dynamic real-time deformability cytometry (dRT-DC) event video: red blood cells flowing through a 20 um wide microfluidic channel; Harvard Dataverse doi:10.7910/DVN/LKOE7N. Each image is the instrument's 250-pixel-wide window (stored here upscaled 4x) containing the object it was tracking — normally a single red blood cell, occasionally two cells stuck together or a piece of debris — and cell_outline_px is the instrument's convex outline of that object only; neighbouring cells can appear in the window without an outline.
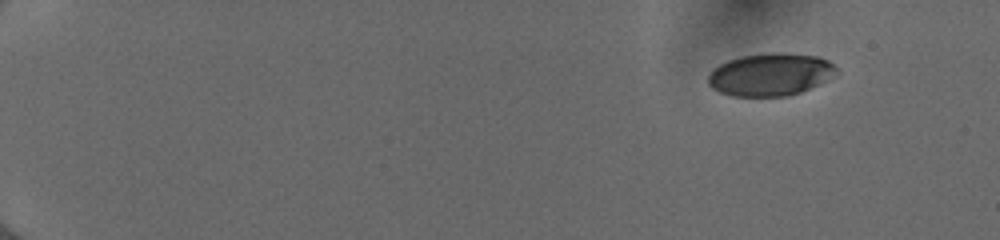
{"species": "human", "species_latin": "Homo sapiens", "temperature_condition": "cold", "stored_images_in_passage": 49, "camera_frame_rate_fps": 3000, "um_per_image_px": 0.085, "donor": {"sex": "female"}, "frame": {"image": 1, "passage_image": 1, "time_ms": 0.0, "image_size_px": [1000, 240], "cell_outline_px": [[836, 68], [832, 76], [828, 80], [820, 84], [800, 92], [788, 96], [732, 96], [720, 92], [712, 88], [708, 84], [708, 76], [720, 64], [728, 60], [740, 56], [772, 52], [784, 52], [820, 56], [828, 60]], "centroid_in_image_um": [65.49, 6.32], "position_along_channel_um": 19.5, "area_um2": 31.85}}
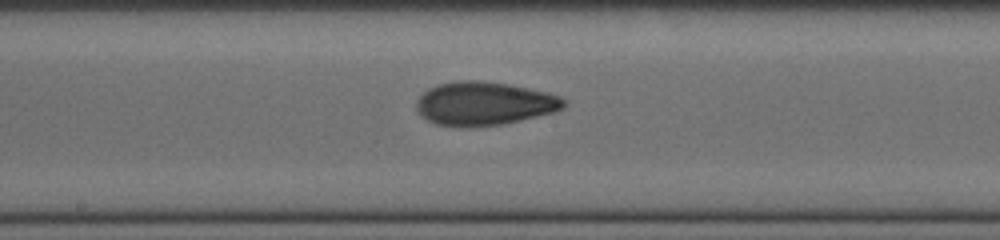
{"frame": {"image": 2, "passage_image": 27, "time_ms": 8.667, "image_size_px": [1000, 240], "cell_outline_px": [[568, 104], [564, 108], [556, 112], [504, 124], [468, 128], [436, 124], [420, 116], [416, 112], [416, 100], [428, 88], [436, 84], [460, 80], [480, 80], [508, 84], [548, 92], [560, 96], [568, 100]], "centroid_in_image_um": [41.17, 8.81], "position_along_channel_um": 207.0, "area_um2": 38.09}}
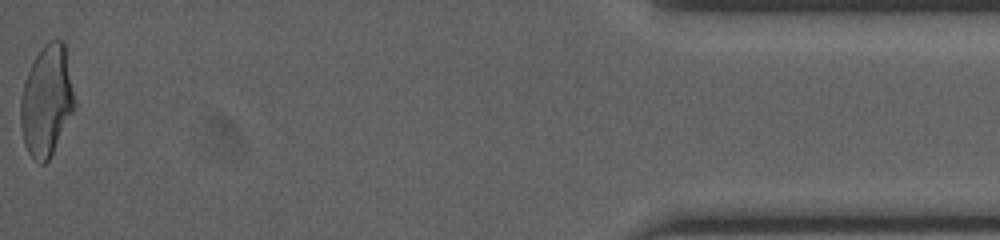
{"frame": {"image": 3, "passage_image": 49, "time_ms": 16.0, "image_size_px": [1000, 240], "cell_outline_px": [[76, 108], [48, 160], [44, 164], [40, 164], [28, 152], [24, 144], [20, 124], [20, 100], [24, 84], [28, 72], [36, 56], [44, 44], [48, 40], [64, 40], [76, 104]], "centroid_in_image_um": [3.97, 8.57], "position_along_channel_um": 431.2, "area_um2": 34.8}, "authors_computed_cell_mechanics": {"area_um2": 35.0846, "velocity_mm_per_s": 4.0134, "shape_relaxation_time_tau1_ms": 4.5375, "shape_relaxation_time_tau2_ms": 1.9301, "deformation_change_tau1": 0.1634, "deformation_change_tau2": 0.0742}}